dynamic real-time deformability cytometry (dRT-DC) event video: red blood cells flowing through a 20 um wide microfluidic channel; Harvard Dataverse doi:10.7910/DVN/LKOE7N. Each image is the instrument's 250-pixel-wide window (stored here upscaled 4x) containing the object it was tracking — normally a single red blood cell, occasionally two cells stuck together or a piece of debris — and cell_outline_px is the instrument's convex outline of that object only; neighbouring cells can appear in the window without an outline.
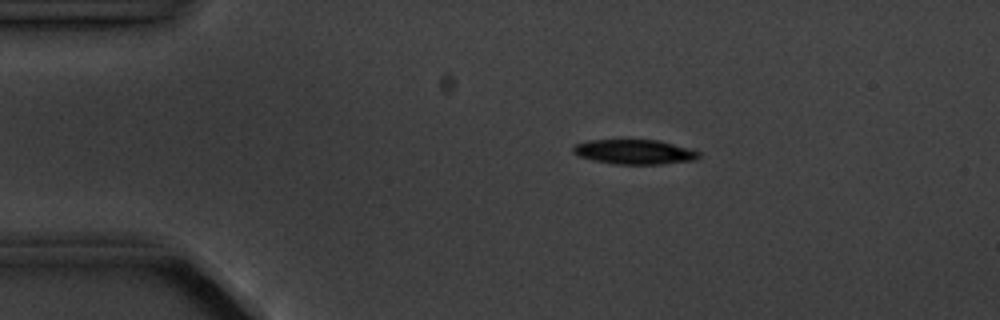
{"species": "common noctule bat (a hibernating species)", "species_latin": "Nyctalus noctula", "temperature_condition": "cold", "stored_images_in_passage": 10, "camera_frame_rate_fps": 3000, "um_per_image_px": 0.085, "animal": {"sex": "male", "body_mass_g": 20.1, "forearm_length_mm": 53.5}, "frame": {"image": 1, "passage_image": 2, "time_ms": 1.333, "image_size_px": [1000, 320], "cell_outline_px": [[700, 156], [696, 160], [660, 164], [612, 164], [576, 156], [572, 152], [572, 144], [588, 140], [660, 140], [692, 148], [700, 152]], "centroid_in_image_um": [53.92, 12.9], "position_along_channel_um": 31.1, "area_um2": 18.44}}
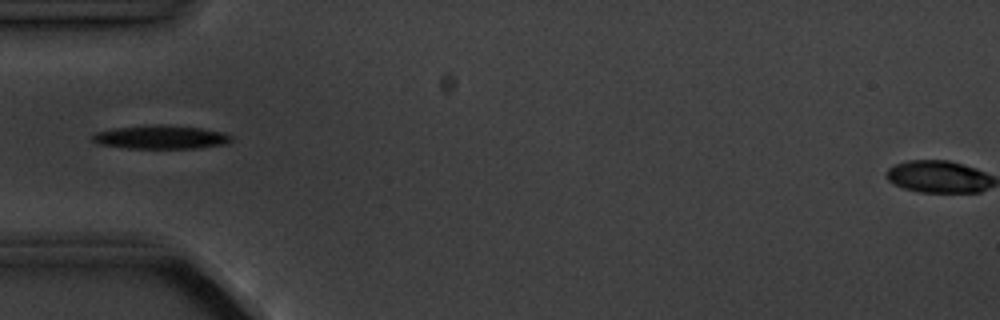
{"frame": {"image": 2, "passage_image": 4, "time_ms": 3.667, "image_size_px": [1000, 320], "cell_outline_px": [[232, 140], [224, 144], [196, 148], [124, 148], [100, 144], [88, 140], [92, 132], [112, 128], [156, 124], [160, 124], [200, 128], [224, 132], [232, 136]], "centroid_in_image_um": [13.57, 11.65], "position_along_channel_um": 71.4, "area_um2": 19.31}}